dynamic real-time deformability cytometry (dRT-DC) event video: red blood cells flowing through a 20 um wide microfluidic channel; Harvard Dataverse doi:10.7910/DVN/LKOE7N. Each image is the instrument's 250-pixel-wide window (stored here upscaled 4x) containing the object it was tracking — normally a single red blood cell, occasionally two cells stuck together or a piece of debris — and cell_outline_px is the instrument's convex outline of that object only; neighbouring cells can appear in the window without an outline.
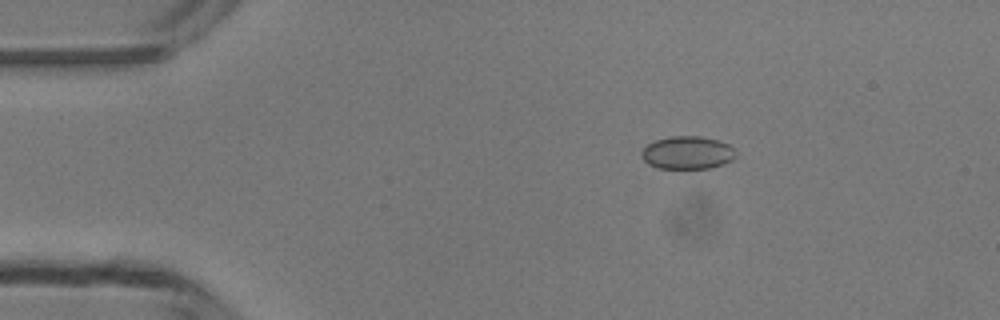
{"species": "common noctule bat (a hibernating species)", "species_latin": "Nyctalus noctula", "temperature_condition": "room temperature", "stored_images_in_passage": 5, "camera_frame_rate_fps": 3000, "um_per_image_px": 0.085, "animal": {"sex": "male", "body_mass_g": 13.3}, "frame": {"image": 1, "passage_image": 3, "time_ms": 2.333, "image_size_px": [1000, 320], "cell_outline_px": [[736, 156], [732, 160], [724, 164], [708, 168], [656, 168], [648, 164], [640, 156], [640, 152], [648, 144], [656, 140], [672, 136], [700, 136], [720, 140], [736, 148]], "centroid_in_image_um": [58.45, 12.97], "position_along_channel_um": 26.5, "area_um2": 18.26}}
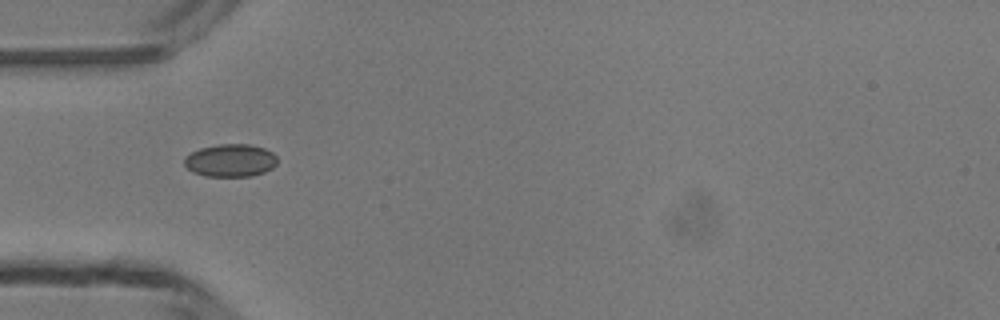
{"frame": {"image": 2, "passage_image": 5, "time_ms": 4.667, "image_size_px": [1000, 320], "cell_outline_px": [[276, 164], [272, 168], [264, 172], [252, 176], [204, 176], [192, 172], [184, 164], [184, 156], [200, 148], [216, 144], [248, 144], [264, 148], [272, 152], [276, 156]], "centroid_in_image_um": [19.57, 13.63], "position_along_channel_um": 65.4, "area_um2": 17.8}}